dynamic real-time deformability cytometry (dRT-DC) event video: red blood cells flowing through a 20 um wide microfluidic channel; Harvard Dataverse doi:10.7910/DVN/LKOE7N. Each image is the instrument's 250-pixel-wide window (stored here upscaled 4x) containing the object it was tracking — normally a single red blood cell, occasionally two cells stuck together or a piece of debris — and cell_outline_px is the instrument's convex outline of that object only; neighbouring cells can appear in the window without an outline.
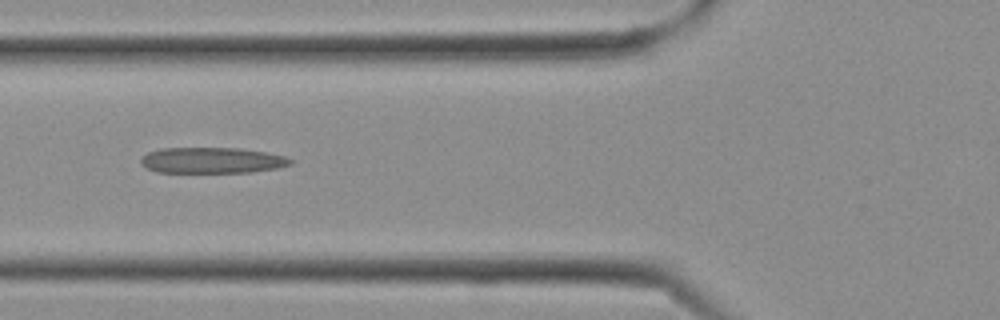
{"species": "Egyptian fruit bat (a non-hibernating species)", "species_latin": "Rousettus aegyptiacus", "temperature_condition": "cold", "stored_images_in_passage": 12, "camera_frame_rate_fps": 3000, "um_per_image_px": 0.085, "frame": {"image": 1, "passage_image": 9, "time_ms": 2.667, "image_size_px": [1000, 320], "cell_outline_px": [[292, 164], [280, 168], [252, 172], [156, 172], [140, 164], [140, 156], [148, 152], [160, 148], [240, 148], [264, 152], [284, 156], [292, 160]], "centroid_in_image_um": [18.0, 13.63], "position_along_channel_um": 107.8, "area_um2": 22.66}}
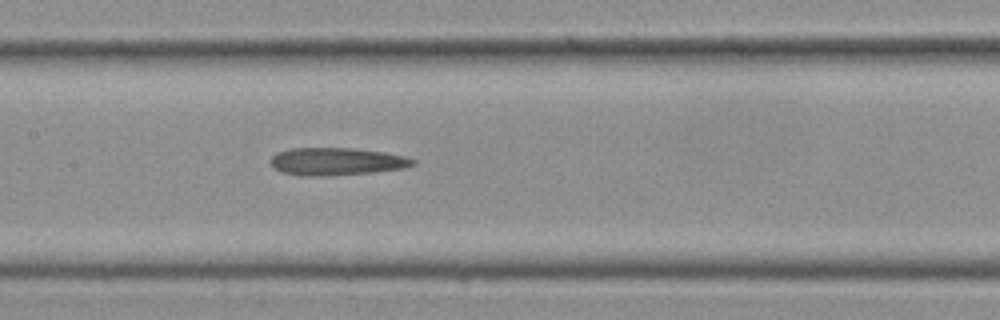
{"frame": {"image": 2, "passage_image": 12, "time_ms": 3.667, "image_size_px": [1000, 320], "cell_outline_px": [[416, 164], [404, 168], [372, 172], [324, 176], [300, 176], [284, 172], [272, 168], [272, 156], [276, 152], [292, 148], [348, 148], [384, 152], [404, 156], [416, 160]], "centroid_in_image_um": [28.6, 13.73], "position_along_channel_um": 178.8, "area_um2": 22.77}}